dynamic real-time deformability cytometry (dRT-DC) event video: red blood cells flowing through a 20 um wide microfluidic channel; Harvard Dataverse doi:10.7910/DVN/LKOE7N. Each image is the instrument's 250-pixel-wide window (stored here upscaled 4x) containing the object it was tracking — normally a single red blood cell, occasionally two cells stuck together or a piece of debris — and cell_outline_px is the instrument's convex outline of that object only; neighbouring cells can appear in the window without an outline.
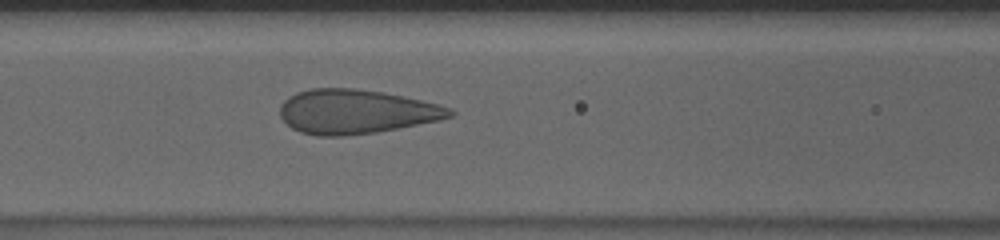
{"species": "human", "species_latin": "Homo sapiens", "temperature_condition": "cold", "stored_images_in_passage": 54, "camera_frame_rate_fps": 3000, "um_per_image_px": 0.085, "donor": {"sex": "male"}, "frame": {"image": 1, "passage_image": 22, "time_ms": 7.0, "image_size_px": [1000, 240], "cell_outline_px": [[456, 112], [452, 116], [440, 120], [376, 132], [344, 136], [316, 136], [300, 132], [292, 128], [280, 116], [280, 104], [288, 96], [296, 92], [312, 88], [356, 88], [380, 92], [420, 100], [452, 108]], "centroid_in_image_um": [30.22, 9.49], "position_along_channel_um": 136.4, "area_um2": 43.7}}
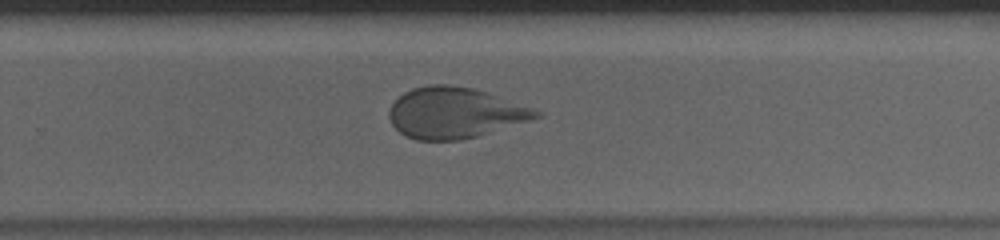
{"frame": {"image": 2, "passage_image": 35, "time_ms": 11.333, "image_size_px": [1000, 240], "cell_outline_px": [[544, 112], [540, 116], [528, 120], [476, 136], [460, 140], [416, 140], [404, 136], [392, 124], [388, 116], [388, 112], [392, 104], [404, 92], [412, 88], [428, 84], [448, 84], [472, 88], [536, 108]], "centroid_in_image_um": [38.63, 9.58], "position_along_channel_um": 291.2, "area_um2": 43.29}}
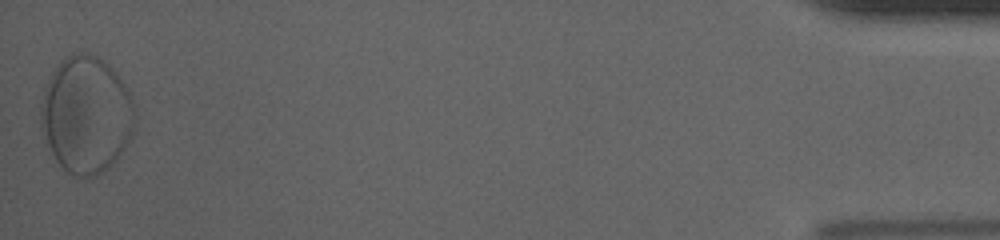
{"frame": {"image": 3, "passage_image": 54, "time_ms": 17.667, "image_size_px": [1000, 240], "cell_outline_px": [[136, 116], [132, 132], [124, 148], [100, 172], [92, 176], [72, 176], [56, 160], [40, 128], [40, 104], [44, 88], [52, 72], [60, 60], [64, 56], [72, 52], [88, 52], [104, 60], [116, 72], [132, 96]], "centroid_in_image_um": [7.3, 9.68], "position_along_channel_um": 427.9, "area_um2": 63.98}}